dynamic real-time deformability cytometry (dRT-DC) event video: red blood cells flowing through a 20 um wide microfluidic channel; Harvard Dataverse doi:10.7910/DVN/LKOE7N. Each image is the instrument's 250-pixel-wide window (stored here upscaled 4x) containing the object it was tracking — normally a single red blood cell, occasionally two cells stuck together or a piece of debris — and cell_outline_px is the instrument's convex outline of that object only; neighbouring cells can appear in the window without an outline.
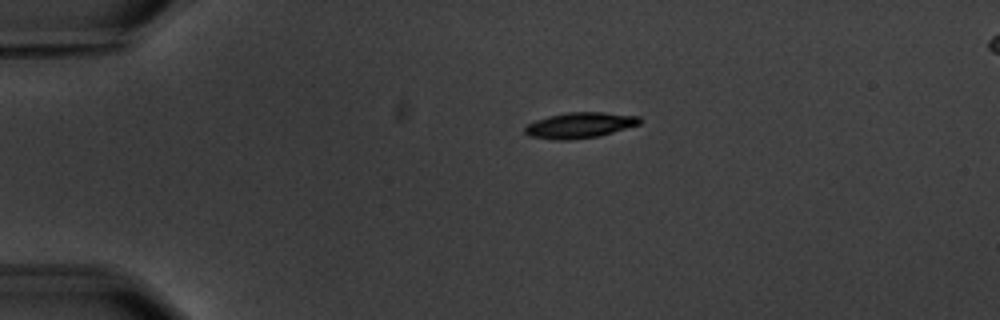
{"species": "common noctule bat (a hibernating species)", "species_latin": "Nyctalus noctula", "temperature_condition": "warm", "stored_images_in_passage": 3, "camera_frame_rate_fps": 3000, "um_per_image_px": 0.085, "animal": {"sex": "male", "body_mass_g": 20.1, "forearm_length_mm": 53.5}, "frame": {"image": 1, "passage_image": 1, "time_ms": 0.0, "image_size_px": [1000, 320], "cell_outline_px": [[640, 124], [600, 136], [568, 140], [556, 140], [528, 136], [524, 132], [524, 128], [528, 124], [536, 120], [548, 116], [568, 112], [604, 112], [640, 116]], "centroid_in_image_um": [49.27, 10.64], "position_along_channel_um": 35.7, "area_um2": 17.22}}